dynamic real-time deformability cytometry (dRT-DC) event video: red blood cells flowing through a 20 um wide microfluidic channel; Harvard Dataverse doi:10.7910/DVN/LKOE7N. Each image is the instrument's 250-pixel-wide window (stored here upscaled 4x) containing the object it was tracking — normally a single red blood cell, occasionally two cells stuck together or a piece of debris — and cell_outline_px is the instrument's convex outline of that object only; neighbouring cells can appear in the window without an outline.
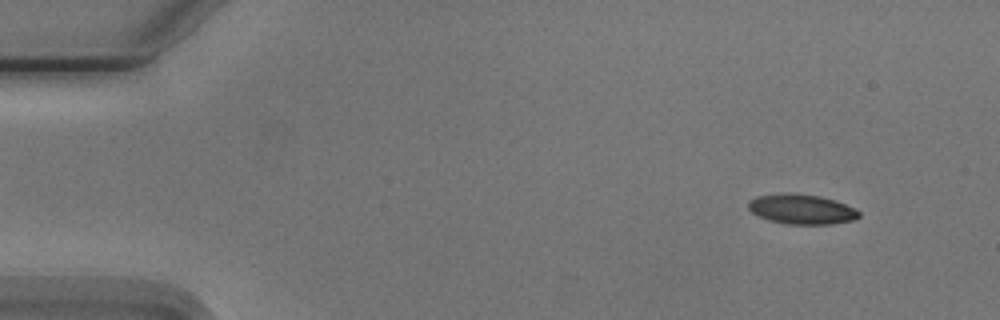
{"species": "Egyptian fruit bat (a non-hibernating species)", "species_latin": "Rousettus aegyptiacus", "temperature_condition": "cold", "stored_images_in_passage": 4, "camera_frame_rate_fps": 3000, "um_per_image_px": 0.085, "animal": {"sex": "male"}, "frame": {"image": 1, "passage_image": 1, "time_ms": 0.0, "image_size_px": [1000, 320], "cell_outline_px": [[860, 216], [852, 220], [832, 224], [788, 224], [768, 220], [752, 212], [748, 208], [748, 200], [756, 196], [784, 192], [788, 192], [820, 196], [836, 200], [860, 212]], "centroid_in_image_um": [68.1, 17.77], "position_along_channel_um": 16.9, "area_um2": 19.31}}
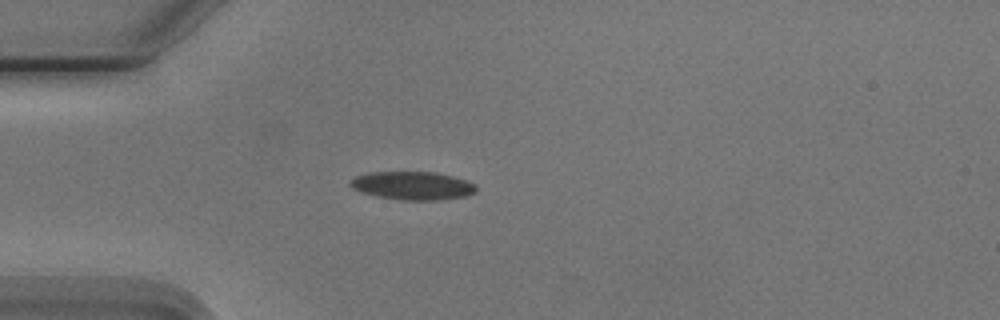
{"frame": {"image": 2, "passage_image": 4, "time_ms": 3.333, "image_size_px": [1000, 320], "cell_outline_px": [[476, 192], [468, 196], [440, 200], [400, 200], [376, 196], [360, 192], [352, 188], [348, 184], [356, 176], [368, 172], [436, 172], [452, 176], [476, 184]], "centroid_in_image_um": [35.07, 15.79], "position_along_channel_um": 49.9, "area_um2": 20.87}}